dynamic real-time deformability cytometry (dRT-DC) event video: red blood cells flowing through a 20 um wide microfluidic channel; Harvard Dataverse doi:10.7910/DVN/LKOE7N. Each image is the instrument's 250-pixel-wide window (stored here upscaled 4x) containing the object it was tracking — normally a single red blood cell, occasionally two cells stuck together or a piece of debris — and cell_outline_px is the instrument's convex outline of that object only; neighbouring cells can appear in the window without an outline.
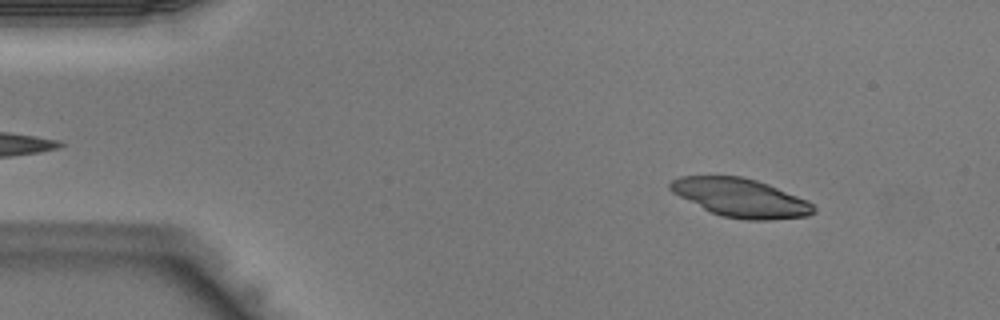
{"species": "Egyptian fruit bat (a non-hibernating species)", "species_latin": "Rousettus aegyptiacus", "temperature_condition": "warm", "stored_images_in_passage": 15, "camera_frame_rate_fps": 3000, "um_per_image_px": 0.085, "animal": {"sex": "male"}, "frame": {"image": 1, "passage_image": 5, "time_ms": 1.333, "image_size_px": [1000, 320], "cell_outline_px": [[816, 212], [808, 216], [768, 220], [744, 220], [724, 216], [712, 212], [672, 192], [668, 188], [668, 184], [672, 180], [680, 176], [740, 176], [756, 180], [768, 184], [808, 200], [816, 208]], "centroid_in_image_um": [62.99, 16.81], "position_along_channel_um": 22.0, "area_um2": 31.96}}